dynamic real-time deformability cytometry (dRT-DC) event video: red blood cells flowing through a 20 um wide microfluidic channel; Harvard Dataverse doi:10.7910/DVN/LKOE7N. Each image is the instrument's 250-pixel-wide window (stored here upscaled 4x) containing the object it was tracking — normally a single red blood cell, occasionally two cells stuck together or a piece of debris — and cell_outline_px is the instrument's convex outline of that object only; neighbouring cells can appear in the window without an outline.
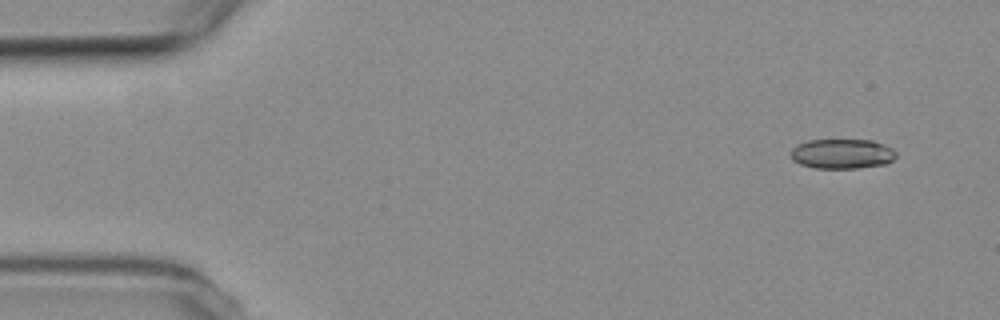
{"species": "common noctule bat (a hibernating species)", "species_latin": "Nyctalus noctula", "temperature_condition": "room temperature", "stored_images_in_passage": 8, "camera_frame_rate_fps": 3000, "um_per_image_px": 0.085, "animal": {"sex": "female", "body_mass_g": 19.3, "forearm_length_mm": 54.1}, "frame": {"image": 1, "passage_image": 1, "time_ms": 0.0, "image_size_px": [1000, 320], "cell_outline_px": [[896, 156], [888, 164], [856, 168], [816, 168], [800, 164], [792, 160], [792, 148], [796, 144], [808, 140], [872, 140], [884, 144], [892, 148], [896, 152]], "centroid_in_image_um": [71.59, 13.07], "position_along_channel_um": 13.4, "area_um2": 18.38}}